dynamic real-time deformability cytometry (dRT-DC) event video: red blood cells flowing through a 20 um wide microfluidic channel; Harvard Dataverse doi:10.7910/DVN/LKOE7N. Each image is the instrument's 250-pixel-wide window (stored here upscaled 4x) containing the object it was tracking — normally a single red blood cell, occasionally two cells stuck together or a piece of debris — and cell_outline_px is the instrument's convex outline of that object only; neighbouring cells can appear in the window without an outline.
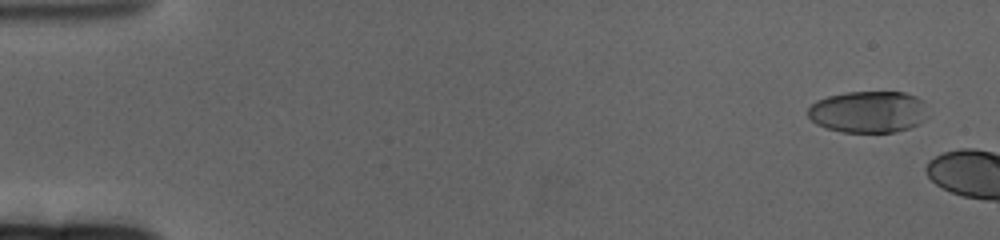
{"species": "human", "species_latin": "Homo sapiens", "temperature_condition": "cold", "stored_images_in_passage": 7, "camera_frame_rate_fps": 3000, "um_per_image_px": 0.085, "donor": {"sex": "female"}, "frame": {"image": 1, "passage_image": 2, "time_ms": 0.333, "image_size_px": [1000, 240], "cell_outline_px": [[928, 116], [924, 120], [908, 128], [892, 132], [844, 132], [828, 128], [816, 124], [808, 116], [808, 108], [816, 100], [828, 96], [844, 92], [904, 92], [916, 96], [920, 100]], "centroid_in_image_um": [73.77, 9.5], "position_along_channel_um": 11.2, "area_um2": 28.96}}